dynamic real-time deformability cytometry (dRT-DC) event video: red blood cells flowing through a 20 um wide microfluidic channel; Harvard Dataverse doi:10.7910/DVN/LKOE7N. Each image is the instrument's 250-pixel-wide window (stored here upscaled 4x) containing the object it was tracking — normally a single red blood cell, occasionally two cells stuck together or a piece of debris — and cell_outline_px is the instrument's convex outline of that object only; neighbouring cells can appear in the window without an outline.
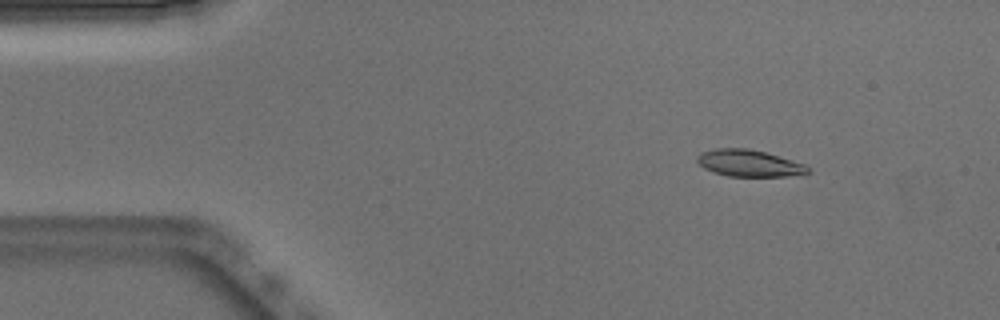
{"species": "Egyptian fruit bat (a non-hibernating species)", "species_latin": "Rousettus aegyptiacus", "temperature_condition": "warm", "stored_images_in_passage": 51, "camera_frame_rate_fps": 3000, "um_per_image_px": 0.085, "animal": {"sex": "male"}, "frame": {"image": 1, "passage_image": 6, "time_ms": 1.667, "image_size_px": [1000, 320], "cell_outline_px": [[808, 172], [804, 176], [728, 176], [712, 172], [704, 168], [696, 160], [696, 156], [700, 152], [716, 148], [748, 148], [764, 152], [804, 164], [808, 168]], "centroid_in_image_um": [63.64, 13.88], "position_along_channel_um": 21.4, "area_um2": 17.28}}
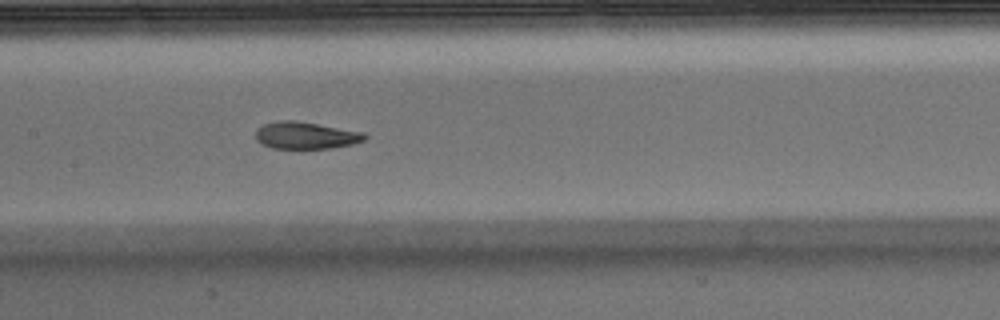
{"frame": {"image": 2, "passage_image": 24, "time_ms": 7.667, "image_size_px": [1000, 320], "cell_outline_px": [[368, 136], [364, 140], [352, 144], [332, 148], [272, 148], [260, 144], [256, 140], [256, 128], [264, 124], [280, 120], [292, 120], [364, 132]], "centroid_in_image_um": [25.96, 11.51], "position_along_channel_um": 181.4, "area_um2": 17.11}}
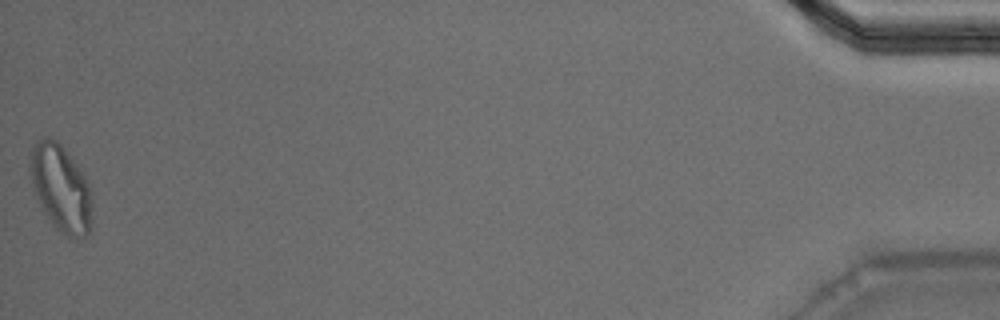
{"frame": {"image": 3, "passage_image": 51, "time_ms": 16.667, "image_size_px": [1000, 320], "cell_outline_px": [[92, 204], [88, 232], [84, 236], [68, 236], [56, 228], [52, 224], [36, 192], [28, 168], [32, 144], [36, 140], [44, 136], [48, 136], [56, 140], [60, 144], [84, 172], [88, 184], [92, 200]], "centroid_in_image_um": [5.16, 15.89], "position_along_channel_um": 430.0, "area_um2": 30.75}, "authors_computed_cell_mechanics": {"area_um2": 18.0336, "velocity_mm_per_s": 3.8667, "shape_relaxation_time_tau1_ms": 9.5756, "shape_relaxation_time_tau2_ms": 2.2217, "deformation_change_tau1": 0.2718, "deformation_change_tau2": 0.0839}}